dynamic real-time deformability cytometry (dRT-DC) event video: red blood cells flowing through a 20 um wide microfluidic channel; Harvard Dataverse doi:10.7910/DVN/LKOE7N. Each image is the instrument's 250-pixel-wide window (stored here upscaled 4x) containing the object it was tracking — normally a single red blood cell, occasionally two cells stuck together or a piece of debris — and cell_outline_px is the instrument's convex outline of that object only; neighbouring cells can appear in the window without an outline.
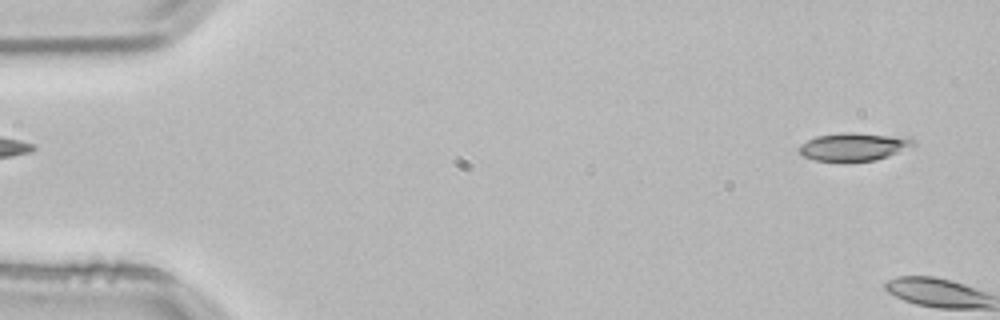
{"species": "common noctule bat (a hibernating species)", "species_latin": "Nyctalus noctula", "temperature_condition": "room temperature", "stored_images_in_passage": 4, "segment_of_instrument_passage": [2, 2], "camera_frame_rate_fps": 3000, "um_per_image_px": 0.085, "animal": {"sex": "male", "body_mass_g": 21.5, "forearm_length_mm": 52.0}, "frame": {"image": 1, "passage_image": 4, "time_ms": 1.0, "image_size_px": [1000, 320], "cell_outline_px": [[916, 144], [888, 156], [876, 160], [816, 160], [804, 156], [796, 148], [800, 144], [816, 136], [840, 132], [852, 132], [888, 136], [916, 140]], "centroid_in_image_um": [72.49, 12.46], "position_along_channel_um": 12.5, "area_um2": 18.03}}